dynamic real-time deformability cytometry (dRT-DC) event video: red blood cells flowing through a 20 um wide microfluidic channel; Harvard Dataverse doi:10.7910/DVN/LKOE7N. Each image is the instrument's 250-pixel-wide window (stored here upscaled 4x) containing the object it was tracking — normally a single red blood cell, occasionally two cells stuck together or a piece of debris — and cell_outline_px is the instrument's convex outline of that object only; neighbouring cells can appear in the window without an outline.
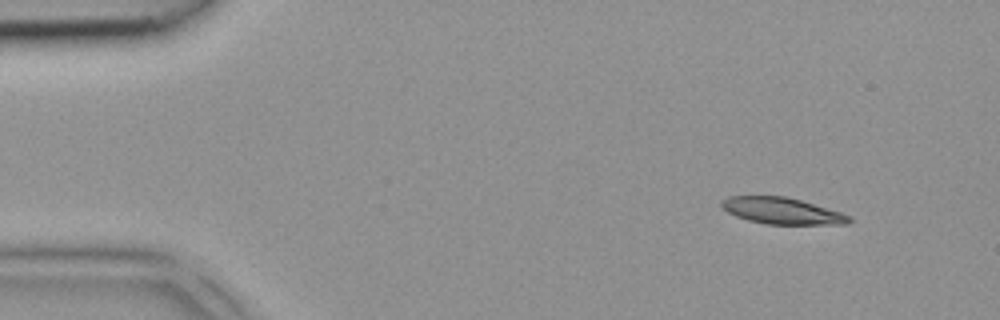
{"species": "common noctule bat (a hibernating species)", "species_latin": "Nyctalus noctula", "temperature_condition": "room temperature", "stored_images_in_passage": 3, "camera_frame_rate_fps": 3000, "um_per_image_px": 0.085, "animal": {"sex": "female", "body_mass_g": 18.4}, "frame": {"image": 1, "passage_image": 1, "time_ms": 0.0, "image_size_px": [1000, 320], "cell_outline_px": [[852, 220], [848, 224], [764, 224], [748, 220], [736, 216], [728, 212], [720, 204], [720, 200], [728, 196], [784, 196], [800, 200], [840, 212], [852, 216]], "centroid_in_image_um": [66.45, 17.92], "position_along_channel_um": 18.5, "area_um2": 19.59}}